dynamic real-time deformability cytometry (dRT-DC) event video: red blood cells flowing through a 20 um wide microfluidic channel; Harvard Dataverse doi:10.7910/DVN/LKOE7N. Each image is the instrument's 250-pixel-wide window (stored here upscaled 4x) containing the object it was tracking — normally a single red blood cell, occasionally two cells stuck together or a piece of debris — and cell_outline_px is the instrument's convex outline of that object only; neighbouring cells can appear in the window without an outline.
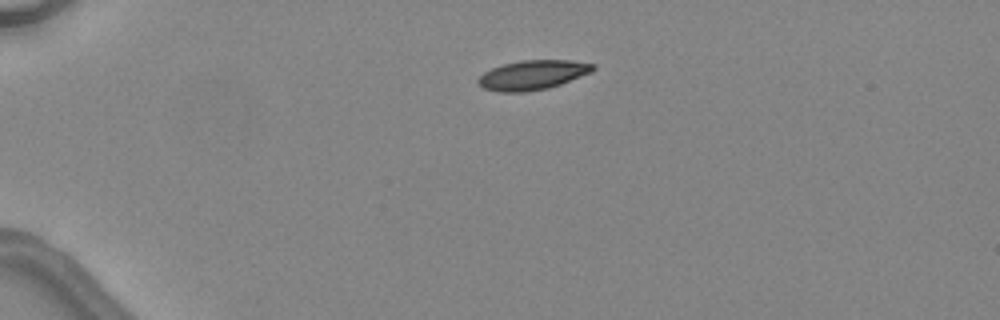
{"species": "common noctule bat (a hibernating species)", "species_latin": "Nyctalus noctula", "temperature_condition": "warm", "stored_images_in_passage": 3, "camera_frame_rate_fps": 3000, "um_per_image_px": 0.085, "animal": {"sex": "female", "body_mass_g": 24.6, "forearm_length_mm": 56.2}, "frame": {"image": 1, "passage_image": 1, "time_ms": 0.0, "image_size_px": [1000, 320], "cell_outline_px": [[596, 68], [592, 72], [560, 84], [548, 88], [524, 92], [500, 92], [484, 88], [476, 80], [484, 72], [492, 68], [504, 64], [520, 60], [572, 60], [596, 64]], "centroid_in_image_um": [45.3, 6.36], "position_along_channel_um": 39.7, "area_um2": 19.71}}
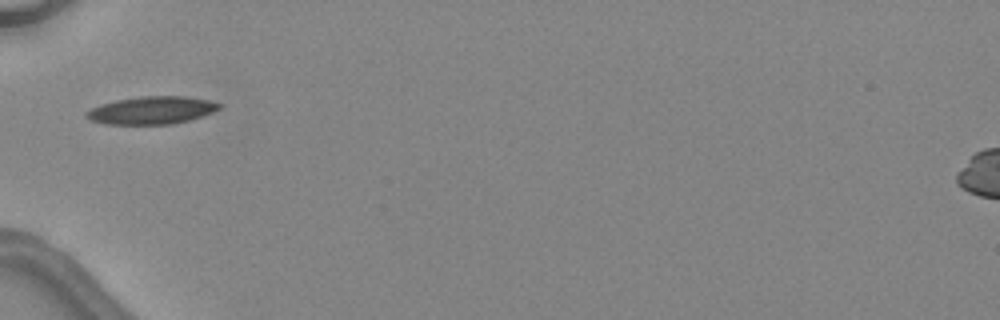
{"frame": {"image": 2, "passage_image": 3, "time_ms": 2.0, "image_size_px": [1000, 320], "cell_outline_px": [[224, 104], [220, 108], [212, 112], [188, 120], [172, 124], [104, 124], [92, 120], [84, 116], [84, 112], [100, 104], [116, 100], [140, 96], [184, 96], [208, 100]], "centroid_in_image_um": [12.87, 9.37], "position_along_channel_um": 72.1, "area_um2": 21.39}}